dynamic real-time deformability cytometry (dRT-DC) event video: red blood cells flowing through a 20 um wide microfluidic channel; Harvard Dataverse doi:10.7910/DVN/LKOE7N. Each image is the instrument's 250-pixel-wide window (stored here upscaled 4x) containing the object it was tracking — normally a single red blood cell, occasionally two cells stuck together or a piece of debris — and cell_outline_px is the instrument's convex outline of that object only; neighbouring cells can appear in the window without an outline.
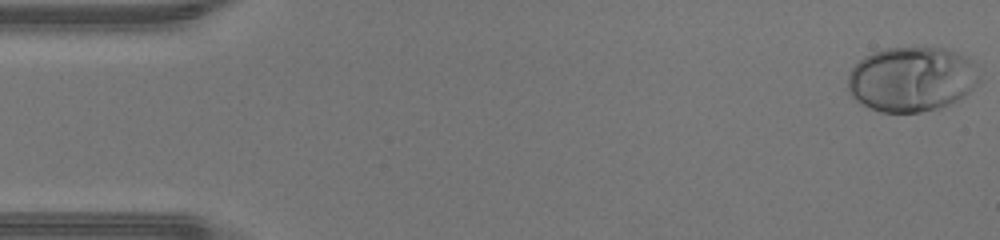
{"species": "human", "species_latin": "Homo sapiens", "temperature_condition": "warm", "stored_images_in_passage": 47, "camera_frame_rate_fps": 3000, "um_per_image_px": 0.085, "donor": {"sex": "male"}, "frame": {"image": 1, "passage_image": 1, "time_ms": 0.0, "image_size_px": [1000, 240], "cell_outline_px": [[980, 80], [964, 96], [948, 104], [936, 108], [920, 112], [880, 112], [856, 100], [852, 96], [848, 88], [848, 72], [864, 56], [872, 52], [884, 48], [944, 48], [956, 52], [964, 56], [968, 60], [980, 76]], "centroid_in_image_um": [77.45, 6.72], "position_along_channel_um": 7.6, "area_um2": 49.19}}
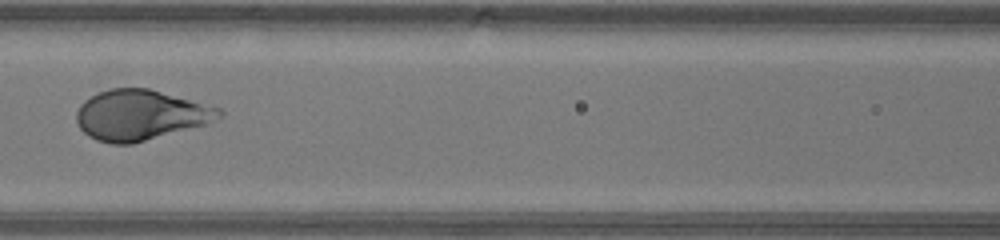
{"frame": {"image": 2, "passage_image": 21, "time_ms": 6.667, "image_size_px": [1000, 240], "cell_outline_px": [[224, 112], [220, 116], [204, 124], [132, 144], [112, 144], [96, 140], [88, 136], [80, 128], [76, 120], [76, 112], [80, 104], [84, 100], [100, 92], [112, 88], [148, 88], [220, 108]], "centroid_in_image_um": [11.87, 9.78], "position_along_channel_um": 154.7, "area_um2": 41.27}}
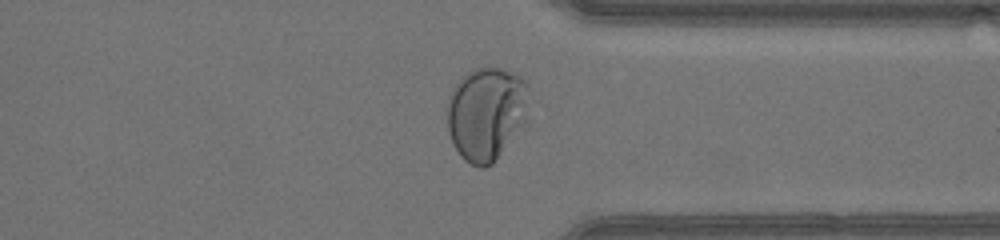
{"frame": {"image": 3, "passage_image": 36, "time_ms": 11.667, "image_size_px": [1000, 240], "cell_outline_px": [[524, 120], [492, 164], [484, 168], [480, 168], [464, 160], [460, 156], [448, 132], [448, 96], [452, 88], [460, 76], [476, 68], [500, 68], [520, 76], [524, 80]], "centroid_in_image_um": [41.22, 9.64], "position_along_channel_um": 370.2, "area_um2": 43.12}, "authors_computed_cell_mechanics": {"area_um2": 43.1188, "velocity_mm_per_s": 4.3601, "shape_relaxation_time_tau1_ms": 3.3392, "shape_relaxation_time_tau2_ms": null, "deformation_change_tau1": 0.2417, "deformation_change_tau2": null}}